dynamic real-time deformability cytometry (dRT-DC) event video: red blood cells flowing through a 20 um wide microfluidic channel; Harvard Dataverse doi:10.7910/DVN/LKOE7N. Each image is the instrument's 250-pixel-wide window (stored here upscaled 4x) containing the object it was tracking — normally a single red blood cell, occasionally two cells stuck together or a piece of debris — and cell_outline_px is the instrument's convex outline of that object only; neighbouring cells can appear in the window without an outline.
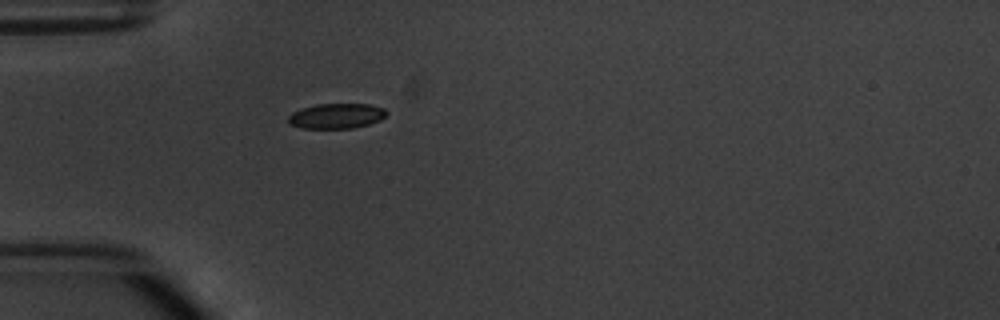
{"species": "common noctule bat (a hibernating species)", "species_latin": "Nyctalus noctula", "temperature_condition": "warm", "stored_images_in_passage": 1, "camera_frame_rate_fps": 3000, "um_per_image_px": 0.085, "animal": {"sex": "male", "body_mass_g": 20.1, "forearm_length_mm": 53.5}, "frame": {"image": 1, "passage_image": 1, "time_ms": 0.0, "image_size_px": [1000, 320], "cell_outline_px": [[388, 112], [380, 120], [368, 124], [352, 128], [300, 128], [288, 124], [288, 116], [292, 112], [300, 108], [316, 104], [368, 104], [384, 108]], "centroid_in_image_um": [28.55, 9.85], "position_along_channel_um": 56.4, "area_um2": 14.45}}